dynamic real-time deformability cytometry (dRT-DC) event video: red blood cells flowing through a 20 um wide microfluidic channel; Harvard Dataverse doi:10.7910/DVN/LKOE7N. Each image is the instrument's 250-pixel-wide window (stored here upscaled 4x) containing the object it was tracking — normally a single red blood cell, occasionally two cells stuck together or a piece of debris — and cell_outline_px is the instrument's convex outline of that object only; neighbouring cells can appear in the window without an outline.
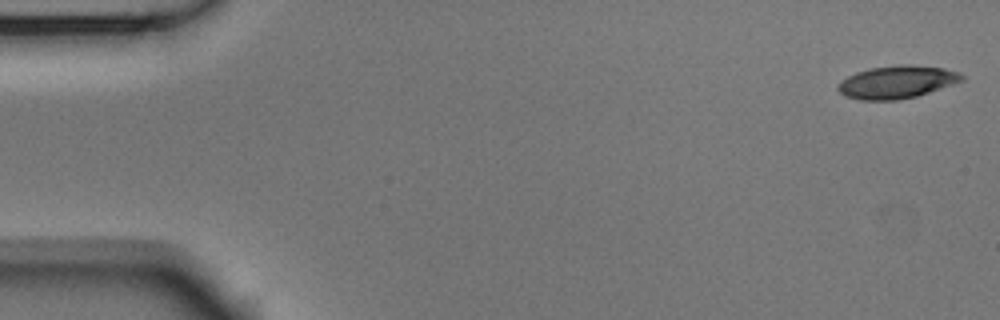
{"species": "Egyptian fruit bat (a non-hibernating species)", "species_latin": "Rousettus aegyptiacus", "temperature_condition": "room temperature", "stored_images_in_passage": 53, "camera_frame_rate_fps": 3000, "um_per_image_px": 0.085, "animal": {"sex": "male"}, "frame": {"image": 1, "passage_image": 1, "time_ms": 0.0, "image_size_px": [1000, 320], "cell_outline_px": [[964, 80], [916, 96], [896, 100], [860, 100], [844, 96], [836, 88], [848, 76], [856, 72], [872, 68], [900, 64], [908, 64], [944, 68], [960, 72], [964, 76]], "centroid_in_image_um": [76.24, 6.97], "position_along_channel_um": 8.8, "area_um2": 23.41}}
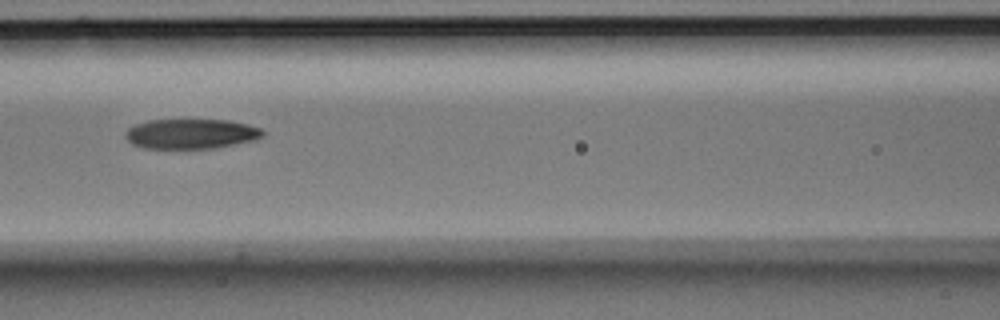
{"frame": {"image": 2, "passage_image": 23, "time_ms": 7.333, "image_size_px": [1000, 320], "cell_outline_px": [[264, 136], [256, 140], [216, 148], [144, 148], [132, 144], [124, 136], [124, 132], [128, 128], [136, 124], [148, 120], [228, 120], [248, 124], [260, 128], [264, 132]], "centroid_in_image_um": [16.25, 11.37], "position_along_channel_um": 150.4, "area_um2": 24.04}}
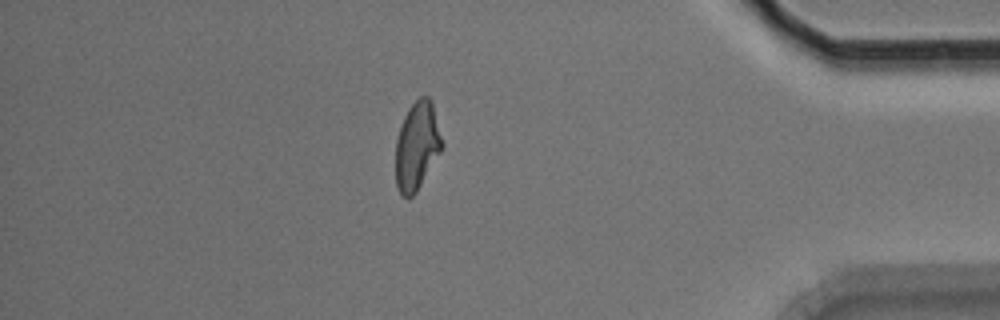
{"frame": {"image": 3, "passage_image": 46, "time_ms": 15.0, "image_size_px": [1000, 320], "cell_outline_px": [[444, 144], [440, 152], [416, 192], [408, 200], [400, 192], [396, 184], [396, 140], [404, 116], [408, 108], [420, 96], [428, 96], [432, 100]], "centroid_in_image_um": [35.45, 12.38], "position_along_channel_um": 399.7, "area_um2": 23.76}, "authors_computed_cell_mechanics": {"area_um2": 24.1604, "velocity_mm_per_s": 3.7424, "shape_relaxation_time_tau1_ms": 7.1128, "shape_relaxation_time_tau2_ms": 4.5583, "deformation_change_tau1": 0.1972, "deformation_change_tau2": 0.1278}}